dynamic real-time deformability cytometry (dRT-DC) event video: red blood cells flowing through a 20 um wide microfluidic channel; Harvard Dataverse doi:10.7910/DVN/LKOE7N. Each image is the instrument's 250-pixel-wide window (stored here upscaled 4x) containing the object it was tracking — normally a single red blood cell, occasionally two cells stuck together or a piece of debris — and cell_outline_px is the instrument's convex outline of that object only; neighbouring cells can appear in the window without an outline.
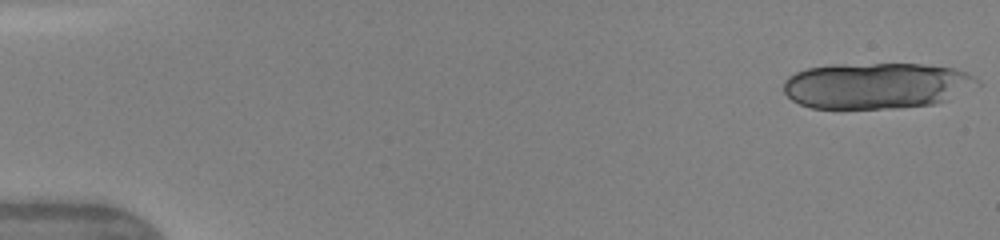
{"species": "human", "species_latin": "Homo sapiens", "temperature_condition": "warm", "stored_images_in_passage": 15, "camera_frame_rate_fps": 3000, "um_per_image_px": 0.085, "donor": {"sex": "female"}, "frame": {"image": 1, "passage_image": 1, "time_ms": 0.0, "image_size_px": [1000, 240], "cell_outline_px": [[984, 84], [948, 100], [932, 104], [900, 108], [812, 108], [800, 104], [792, 100], [784, 92], [784, 80], [788, 76], [796, 72], [808, 68], [832, 64], [920, 64], [952, 68], [964, 72], [980, 80]], "centroid_in_image_um": [74.52, 7.28], "position_along_channel_um": 10.5, "area_um2": 52.31}}